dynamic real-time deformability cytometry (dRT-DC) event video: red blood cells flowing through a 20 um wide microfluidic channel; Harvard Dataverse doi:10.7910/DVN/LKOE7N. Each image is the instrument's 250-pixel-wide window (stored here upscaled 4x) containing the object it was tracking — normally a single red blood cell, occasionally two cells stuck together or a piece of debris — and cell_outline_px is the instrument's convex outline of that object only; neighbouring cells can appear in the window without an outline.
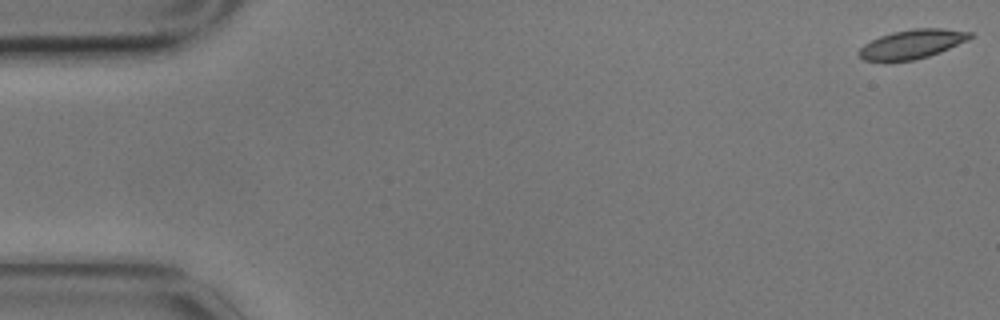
{"species": "common noctule bat (a hibernating species)", "species_latin": "Nyctalus noctula", "temperature_condition": "cold", "stored_images_in_passage": 10, "camera_frame_rate_fps": 3000, "um_per_image_px": 0.085, "animal": {"sex": "male", "body_mass_g": 17.9}, "frame": {"image": 1, "passage_image": 1, "time_ms": 0.0, "image_size_px": [1000, 320], "cell_outline_px": [[972, 36], [968, 40], [940, 52], [928, 56], [912, 60], [884, 64], [864, 60], [856, 52], [864, 44], [880, 36], [892, 32], [912, 28], [944, 28], [972, 32]], "centroid_in_image_um": [77.46, 3.78], "position_along_channel_um": 7.5, "area_um2": 19.31}}
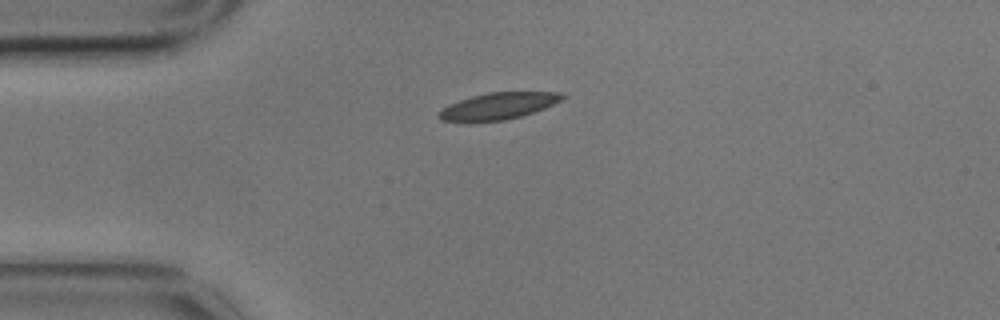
{"frame": {"image": 2, "passage_image": 4, "time_ms": 1.0, "image_size_px": [1000, 320], "cell_outline_px": [[568, 96], [544, 108], [520, 116], [504, 120], [472, 124], [440, 120], [436, 116], [448, 104], [472, 96], [488, 92], [560, 92]], "centroid_in_image_um": [42.28, 9.04], "position_along_channel_um": 42.7, "area_um2": 19.54}}